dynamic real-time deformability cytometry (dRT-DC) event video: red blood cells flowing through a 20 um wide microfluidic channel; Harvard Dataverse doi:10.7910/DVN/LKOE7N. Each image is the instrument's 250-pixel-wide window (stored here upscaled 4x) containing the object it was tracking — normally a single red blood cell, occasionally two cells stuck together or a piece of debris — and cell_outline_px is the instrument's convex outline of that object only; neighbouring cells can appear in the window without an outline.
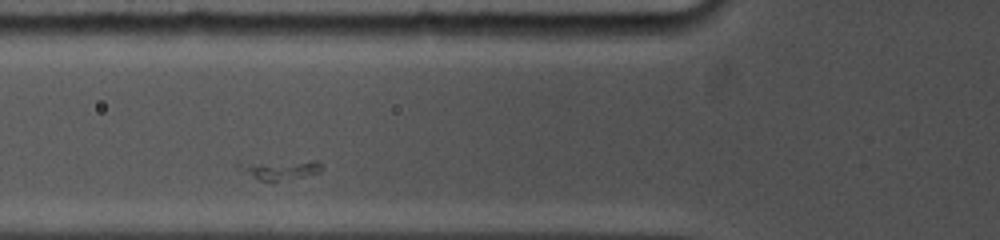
{"species": "common noctule bat (a hibernating species)", "species_latin": "Nyctalus noctula", "temperature_condition": "cold", "stored_images_in_passage": 25, "camera_frame_rate_fps": 5000, "um_per_image_px": 0.085, "animal": {"sex": "female", "body_mass_g": 19.0, "forearm_length_mm": 53.3}, "frame": {"image": 1, "passage_image": 4, "time_ms": 1.2, "image_size_px": [1000, 240], "cell_outline_px": [[324, 168], [320, 172], [276, 184], [268, 184], [236, 168], [236, 160], [316, 160], [324, 164]], "centroid_in_image_um": [23.73, 14.4], "position_along_channel_um": 102.1, "area_um2": 10.98}}
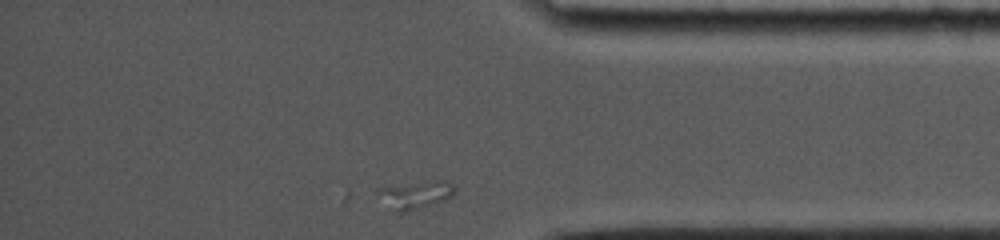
{"frame": {"image": 2, "passage_image": 25, "time_ms": 9.8, "image_size_px": [1000, 240], "cell_outline_px": [[456, 192], [452, 196], [444, 200], [404, 212], [400, 212], [380, 192], [380, 188], [444, 180], [452, 184], [456, 188]], "centroid_in_image_um": [35.54, 16.53], "position_along_channel_um": 399.7, "area_um2": 10.92}}